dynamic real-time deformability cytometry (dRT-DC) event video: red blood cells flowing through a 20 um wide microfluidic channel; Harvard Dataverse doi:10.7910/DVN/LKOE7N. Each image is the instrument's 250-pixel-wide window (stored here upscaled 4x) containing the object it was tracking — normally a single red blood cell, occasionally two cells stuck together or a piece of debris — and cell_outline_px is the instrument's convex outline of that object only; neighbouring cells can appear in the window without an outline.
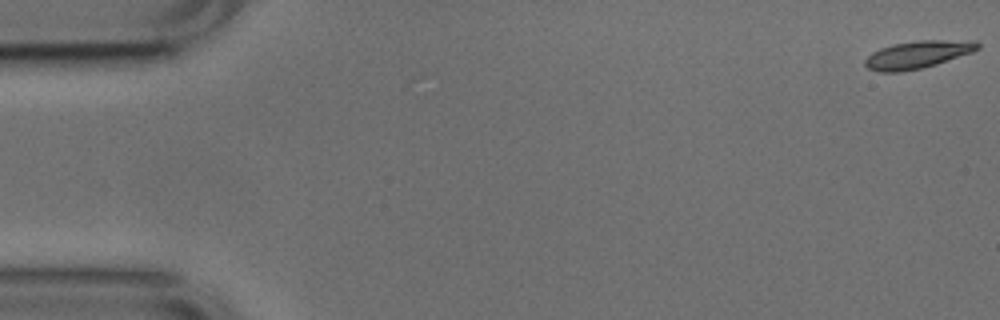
{"species": "common noctule bat (a hibernating species)", "species_latin": "Nyctalus noctula", "temperature_condition": "cold", "stored_images_in_passage": 53, "camera_frame_rate_fps": 3000, "um_per_image_px": 0.085, "animal": {"sex": "male", "body_mass_g": 17.9, "forearm_length_mm": 54.2}, "frame": {"image": 1, "passage_image": 1, "time_ms": 0.0, "image_size_px": [1000, 320], "cell_outline_px": [[980, 48], [972, 52], [936, 64], [920, 68], [900, 72], [880, 72], [868, 68], [864, 64], [864, 60], [872, 52], [880, 48], [892, 44], [916, 40], [976, 40], [980, 44]], "centroid_in_image_um": [78.0, 4.62], "position_along_channel_um": 7.0, "area_um2": 18.15}}
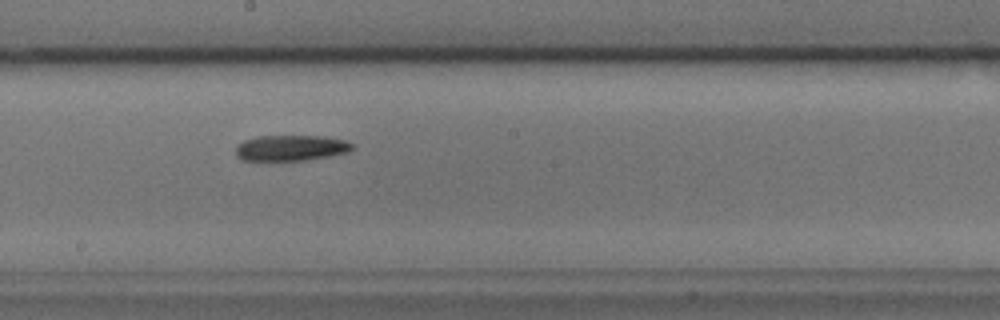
{"frame": {"image": 2, "passage_image": 29, "time_ms": 9.333, "image_size_px": [1000, 320], "cell_outline_px": [[352, 148], [348, 152], [328, 156], [304, 160], [240, 160], [236, 156], [236, 148], [244, 140], [256, 136], [324, 136], [344, 140], [352, 144]], "centroid_in_image_um": [24.7, 12.57], "position_along_channel_um": 223.5, "area_um2": 17.28}}
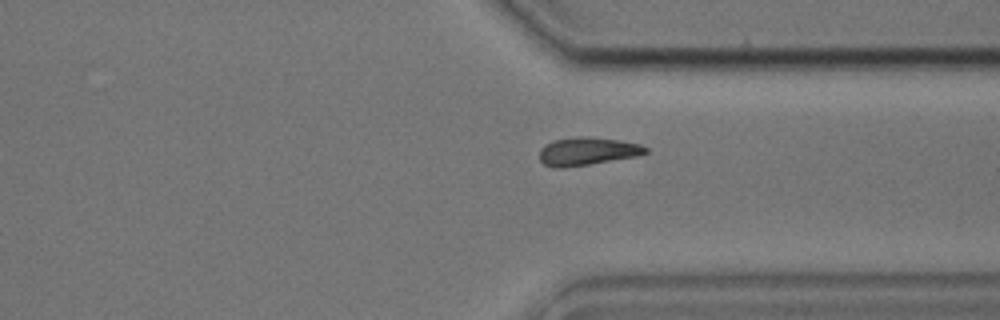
{"frame": {"image": 3, "passage_image": 40, "time_ms": 13.0, "image_size_px": [1000, 320], "cell_outline_px": [[648, 152], [636, 156], [564, 168], [556, 168], [544, 164], [540, 160], [540, 148], [544, 144], [552, 140], [576, 136], [588, 136], [620, 140], [640, 144], [648, 148]], "centroid_in_image_um": [49.89, 12.84], "position_along_channel_um": 361.5, "area_um2": 17.4}, "authors_computed_cell_mechanics": {"area_um2": 17.3978, "velocity_mm_per_s": 3.7583, "shape_relaxation_time_tau1_ms": 5.6221, "shape_relaxation_time_tau2_ms": null, "deformation_change_tau1": 0.16, "deformation_change_tau2": null}}